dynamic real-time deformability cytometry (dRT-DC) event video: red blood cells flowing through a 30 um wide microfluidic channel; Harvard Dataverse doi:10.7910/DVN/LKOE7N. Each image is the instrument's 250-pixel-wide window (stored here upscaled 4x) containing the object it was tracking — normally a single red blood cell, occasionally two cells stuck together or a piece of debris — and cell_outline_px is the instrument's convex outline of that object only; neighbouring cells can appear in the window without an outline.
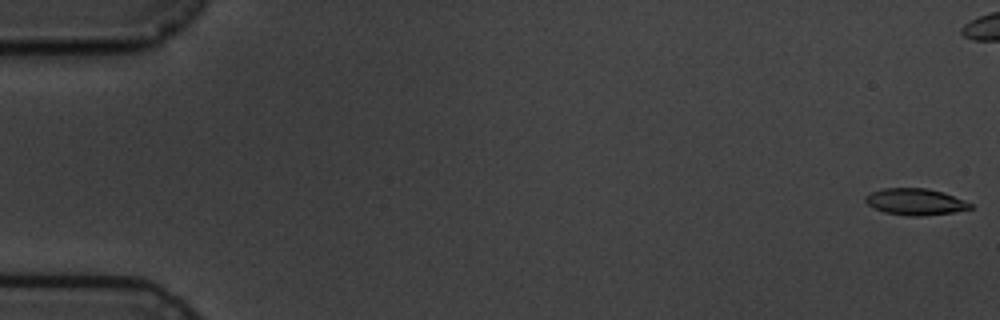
{"species": "common noctule bat (a hibernating species)", "species_latin": "Nyctalus noctula", "temperature_condition": "cold", "stored_images_in_passage": 17, "camera_frame_rate_fps": 3000, "um_per_image_px": 0.085, "animal": {"sex": "male", "body_mass_g": 19.5, "forearm_length_mm": 54.6}, "frame": {"image": 1, "passage_image": 1, "time_ms": 0.0, "image_size_px": [1000, 320], "cell_outline_px": [[972, 208], [952, 212], [920, 216], [908, 216], [884, 212], [868, 204], [864, 200], [864, 196], [872, 192], [884, 188], [928, 188], [944, 192], [964, 200], [972, 204]], "centroid_in_image_um": [77.8, 17.14], "position_along_channel_um": 7.2, "area_um2": 16.13}}
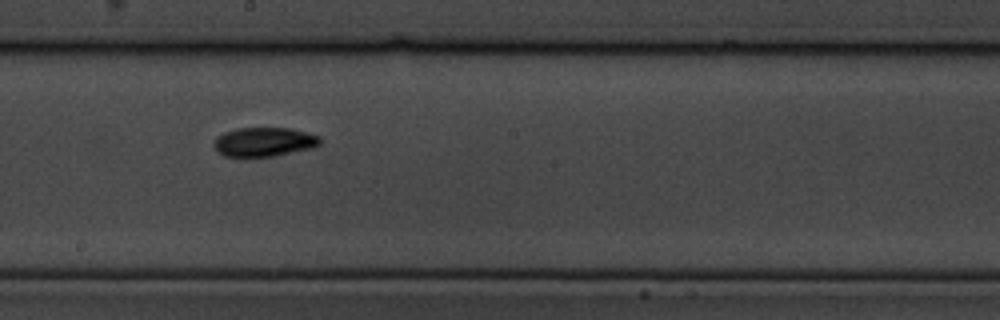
{"frame": {"image": 2, "passage_image": 11, "time_ms": 12.0, "image_size_px": [1000, 320], "cell_outline_px": [[320, 144], [312, 148], [276, 156], [224, 156], [216, 152], [212, 144], [216, 136], [224, 132], [236, 128], [292, 128], [308, 132], [320, 136]], "centroid_in_image_um": [22.42, 12.05], "position_along_channel_um": 225.8, "area_um2": 18.26}}
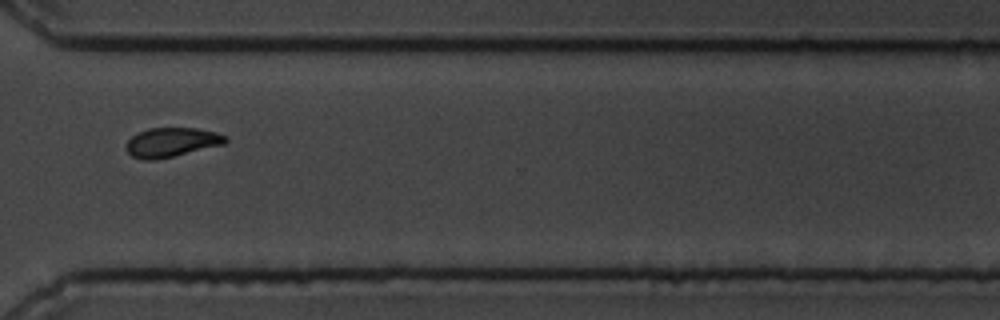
{"frame": {"image": 3, "passage_image": 14, "time_ms": 15.667, "image_size_px": [1000, 320], "cell_outline_px": [[228, 140], [224, 144], [156, 160], [144, 160], [132, 156], [124, 148], [124, 144], [132, 136], [148, 128], [196, 128], [216, 132], [228, 136]], "centroid_in_image_um": [14.57, 12.09], "position_along_channel_um": 356.0, "area_um2": 16.99}, "authors_computed_cell_mechanics": {"area_um2": 16.9932, "velocity_mm_per_s": 3.5373, "shape_relaxation_time_tau1_ms": 5.6269, "shape_relaxation_time_tau2_ms": null, "deformation_change_tau1": 0.1259, "deformation_change_tau2": null}}